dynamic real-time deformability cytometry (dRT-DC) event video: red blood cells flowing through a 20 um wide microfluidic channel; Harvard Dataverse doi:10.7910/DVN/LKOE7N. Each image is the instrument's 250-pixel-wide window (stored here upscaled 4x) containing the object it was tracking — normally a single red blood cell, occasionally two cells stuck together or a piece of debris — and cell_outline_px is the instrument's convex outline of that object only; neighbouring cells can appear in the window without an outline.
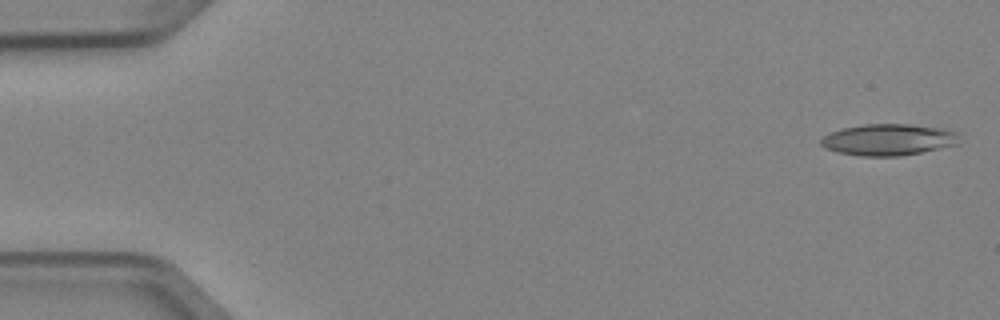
{"species": "Egyptian fruit bat (a non-hibernating species)", "species_latin": "Rousettus aegyptiacus", "temperature_condition": "cold", "stored_images_in_passage": 3, "camera_frame_rate_fps": 3000, "um_per_image_px": 0.085, "animal": {"sex": "female"}, "frame": {"image": 1, "passage_image": 1, "time_ms": 0.0, "image_size_px": [1000, 320], "cell_outline_px": [[960, 144], [900, 156], [860, 156], [840, 152], [828, 148], [820, 144], [820, 140], [824, 136], [832, 132], [844, 128], [864, 124], [908, 124], [940, 128], [960, 132]], "centroid_in_image_um": [75.59, 11.87], "position_along_channel_um": 9.4, "area_um2": 25.26}}